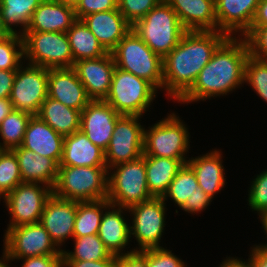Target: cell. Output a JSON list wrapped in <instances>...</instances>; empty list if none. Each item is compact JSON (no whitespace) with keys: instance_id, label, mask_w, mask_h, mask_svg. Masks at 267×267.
Here are the masks:
<instances>
[{"instance_id":"obj_48","label":"cell","mask_w":267,"mask_h":267,"mask_svg":"<svg viewBox=\"0 0 267 267\" xmlns=\"http://www.w3.org/2000/svg\"><path fill=\"white\" fill-rule=\"evenodd\" d=\"M16 70H0V99L10 98Z\"/></svg>"},{"instance_id":"obj_41","label":"cell","mask_w":267,"mask_h":267,"mask_svg":"<svg viewBox=\"0 0 267 267\" xmlns=\"http://www.w3.org/2000/svg\"><path fill=\"white\" fill-rule=\"evenodd\" d=\"M249 47V54L267 61V26H251L243 35Z\"/></svg>"},{"instance_id":"obj_9","label":"cell","mask_w":267,"mask_h":267,"mask_svg":"<svg viewBox=\"0 0 267 267\" xmlns=\"http://www.w3.org/2000/svg\"><path fill=\"white\" fill-rule=\"evenodd\" d=\"M189 132L175 114L144 130L143 155L179 159L187 164L185 152L189 150Z\"/></svg>"},{"instance_id":"obj_40","label":"cell","mask_w":267,"mask_h":267,"mask_svg":"<svg viewBox=\"0 0 267 267\" xmlns=\"http://www.w3.org/2000/svg\"><path fill=\"white\" fill-rule=\"evenodd\" d=\"M249 188L248 202L252 210L259 216L267 212V170L261 172Z\"/></svg>"},{"instance_id":"obj_56","label":"cell","mask_w":267,"mask_h":267,"mask_svg":"<svg viewBox=\"0 0 267 267\" xmlns=\"http://www.w3.org/2000/svg\"><path fill=\"white\" fill-rule=\"evenodd\" d=\"M3 258L0 259V267H10L8 266V262L10 259H9V256H8V253H7V250H6V247L4 246V251H3Z\"/></svg>"},{"instance_id":"obj_6","label":"cell","mask_w":267,"mask_h":267,"mask_svg":"<svg viewBox=\"0 0 267 267\" xmlns=\"http://www.w3.org/2000/svg\"><path fill=\"white\" fill-rule=\"evenodd\" d=\"M108 170L107 199L112 205L129 208L153 198L147 185L145 155Z\"/></svg>"},{"instance_id":"obj_29","label":"cell","mask_w":267,"mask_h":267,"mask_svg":"<svg viewBox=\"0 0 267 267\" xmlns=\"http://www.w3.org/2000/svg\"><path fill=\"white\" fill-rule=\"evenodd\" d=\"M81 112L61 102L47 97L40 107L37 116L57 133L67 136L80 130Z\"/></svg>"},{"instance_id":"obj_49","label":"cell","mask_w":267,"mask_h":267,"mask_svg":"<svg viewBox=\"0 0 267 267\" xmlns=\"http://www.w3.org/2000/svg\"><path fill=\"white\" fill-rule=\"evenodd\" d=\"M248 262L250 267H267V249L256 245L251 250Z\"/></svg>"},{"instance_id":"obj_10","label":"cell","mask_w":267,"mask_h":267,"mask_svg":"<svg viewBox=\"0 0 267 267\" xmlns=\"http://www.w3.org/2000/svg\"><path fill=\"white\" fill-rule=\"evenodd\" d=\"M41 183L23 182L3 199L11 215L8 228L40 222L47 200L53 190Z\"/></svg>"},{"instance_id":"obj_51","label":"cell","mask_w":267,"mask_h":267,"mask_svg":"<svg viewBox=\"0 0 267 267\" xmlns=\"http://www.w3.org/2000/svg\"><path fill=\"white\" fill-rule=\"evenodd\" d=\"M14 110L10 98L0 99V123L3 119Z\"/></svg>"},{"instance_id":"obj_24","label":"cell","mask_w":267,"mask_h":267,"mask_svg":"<svg viewBox=\"0 0 267 267\" xmlns=\"http://www.w3.org/2000/svg\"><path fill=\"white\" fill-rule=\"evenodd\" d=\"M76 20L74 8L55 0H43L35 9L27 31L66 33Z\"/></svg>"},{"instance_id":"obj_27","label":"cell","mask_w":267,"mask_h":267,"mask_svg":"<svg viewBox=\"0 0 267 267\" xmlns=\"http://www.w3.org/2000/svg\"><path fill=\"white\" fill-rule=\"evenodd\" d=\"M221 155L218 150H213L206 155L191 158L187 161V164L196 174L199 187L211 198L219 193L226 181Z\"/></svg>"},{"instance_id":"obj_14","label":"cell","mask_w":267,"mask_h":267,"mask_svg":"<svg viewBox=\"0 0 267 267\" xmlns=\"http://www.w3.org/2000/svg\"><path fill=\"white\" fill-rule=\"evenodd\" d=\"M166 203L162 197L132 205L128 211L132 214L130 235L136 237L139 250L159 248L165 227Z\"/></svg>"},{"instance_id":"obj_38","label":"cell","mask_w":267,"mask_h":267,"mask_svg":"<svg viewBox=\"0 0 267 267\" xmlns=\"http://www.w3.org/2000/svg\"><path fill=\"white\" fill-rule=\"evenodd\" d=\"M245 82L250 84L257 95L267 102V61L249 55L245 64Z\"/></svg>"},{"instance_id":"obj_33","label":"cell","mask_w":267,"mask_h":267,"mask_svg":"<svg viewBox=\"0 0 267 267\" xmlns=\"http://www.w3.org/2000/svg\"><path fill=\"white\" fill-rule=\"evenodd\" d=\"M74 238V252L62 250L63 260L99 261L118 259L108 250L97 234Z\"/></svg>"},{"instance_id":"obj_11","label":"cell","mask_w":267,"mask_h":267,"mask_svg":"<svg viewBox=\"0 0 267 267\" xmlns=\"http://www.w3.org/2000/svg\"><path fill=\"white\" fill-rule=\"evenodd\" d=\"M27 65L16 70L10 101L14 110L37 116L48 97V68Z\"/></svg>"},{"instance_id":"obj_21","label":"cell","mask_w":267,"mask_h":267,"mask_svg":"<svg viewBox=\"0 0 267 267\" xmlns=\"http://www.w3.org/2000/svg\"><path fill=\"white\" fill-rule=\"evenodd\" d=\"M63 141V135L57 133L38 116H32L25 131L22 147L40 156L51 158L59 165Z\"/></svg>"},{"instance_id":"obj_34","label":"cell","mask_w":267,"mask_h":267,"mask_svg":"<svg viewBox=\"0 0 267 267\" xmlns=\"http://www.w3.org/2000/svg\"><path fill=\"white\" fill-rule=\"evenodd\" d=\"M32 115L19 110H13L0 123V150H13L22 146L25 131Z\"/></svg>"},{"instance_id":"obj_18","label":"cell","mask_w":267,"mask_h":267,"mask_svg":"<svg viewBox=\"0 0 267 267\" xmlns=\"http://www.w3.org/2000/svg\"><path fill=\"white\" fill-rule=\"evenodd\" d=\"M48 97L80 112L91 101L73 68L48 69Z\"/></svg>"},{"instance_id":"obj_17","label":"cell","mask_w":267,"mask_h":267,"mask_svg":"<svg viewBox=\"0 0 267 267\" xmlns=\"http://www.w3.org/2000/svg\"><path fill=\"white\" fill-rule=\"evenodd\" d=\"M76 212L77 201L64 200L53 194L45 204L40 223L59 249L68 237L73 238Z\"/></svg>"},{"instance_id":"obj_19","label":"cell","mask_w":267,"mask_h":267,"mask_svg":"<svg viewBox=\"0 0 267 267\" xmlns=\"http://www.w3.org/2000/svg\"><path fill=\"white\" fill-rule=\"evenodd\" d=\"M259 1L215 0L217 31H222L229 37L235 35V32H240L243 36L251 28Z\"/></svg>"},{"instance_id":"obj_46","label":"cell","mask_w":267,"mask_h":267,"mask_svg":"<svg viewBox=\"0 0 267 267\" xmlns=\"http://www.w3.org/2000/svg\"><path fill=\"white\" fill-rule=\"evenodd\" d=\"M139 248L118 256V267H148L147 259L138 251Z\"/></svg>"},{"instance_id":"obj_20","label":"cell","mask_w":267,"mask_h":267,"mask_svg":"<svg viewBox=\"0 0 267 267\" xmlns=\"http://www.w3.org/2000/svg\"><path fill=\"white\" fill-rule=\"evenodd\" d=\"M81 20L109 53L132 29V25L123 17L119 9L91 13Z\"/></svg>"},{"instance_id":"obj_4","label":"cell","mask_w":267,"mask_h":267,"mask_svg":"<svg viewBox=\"0 0 267 267\" xmlns=\"http://www.w3.org/2000/svg\"><path fill=\"white\" fill-rule=\"evenodd\" d=\"M132 29L154 53L162 58L179 44L186 32L177 14L165 0L138 20Z\"/></svg>"},{"instance_id":"obj_26","label":"cell","mask_w":267,"mask_h":267,"mask_svg":"<svg viewBox=\"0 0 267 267\" xmlns=\"http://www.w3.org/2000/svg\"><path fill=\"white\" fill-rule=\"evenodd\" d=\"M110 209L113 210L110 211ZM122 209L124 211L128 210V208L110 204L106 209L107 211L103 212L97 234L104 243V246L116 256L124 254L122 251L131 241L129 239L132 237L130 235V225L127 224V220L123 217L125 212H122Z\"/></svg>"},{"instance_id":"obj_54","label":"cell","mask_w":267,"mask_h":267,"mask_svg":"<svg viewBox=\"0 0 267 267\" xmlns=\"http://www.w3.org/2000/svg\"><path fill=\"white\" fill-rule=\"evenodd\" d=\"M57 2H60L61 4H64L66 6H70L72 8H76L80 0H55Z\"/></svg>"},{"instance_id":"obj_31","label":"cell","mask_w":267,"mask_h":267,"mask_svg":"<svg viewBox=\"0 0 267 267\" xmlns=\"http://www.w3.org/2000/svg\"><path fill=\"white\" fill-rule=\"evenodd\" d=\"M43 0H0V10L4 25L11 35L23 36L31 21L35 9ZM14 26H22L23 30L17 32Z\"/></svg>"},{"instance_id":"obj_3","label":"cell","mask_w":267,"mask_h":267,"mask_svg":"<svg viewBox=\"0 0 267 267\" xmlns=\"http://www.w3.org/2000/svg\"><path fill=\"white\" fill-rule=\"evenodd\" d=\"M107 166H59L53 195L77 202L107 199Z\"/></svg>"},{"instance_id":"obj_5","label":"cell","mask_w":267,"mask_h":267,"mask_svg":"<svg viewBox=\"0 0 267 267\" xmlns=\"http://www.w3.org/2000/svg\"><path fill=\"white\" fill-rule=\"evenodd\" d=\"M115 66L163 89V58L154 53L131 29L111 52Z\"/></svg>"},{"instance_id":"obj_37","label":"cell","mask_w":267,"mask_h":267,"mask_svg":"<svg viewBox=\"0 0 267 267\" xmlns=\"http://www.w3.org/2000/svg\"><path fill=\"white\" fill-rule=\"evenodd\" d=\"M23 58L22 36L10 35L0 39V70H17L23 65Z\"/></svg>"},{"instance_id":"obj_25","label":"cell","mask_w":267,"mask_h":267,"mask_svg":"<svg viewBox=\"0 0 267 267\" xmlns=\"http://www.w3.org/2000/svg\"><path fill=\"white\" fill-rule=\"evenodd\" d=\"M12 151L17 157L23 182L41 183L53 189L59 167L53 159L40 156L22 146Z\"/></svg>"},{"instance_id":"obj_57","label":"cell","mask_w":267,"mask_h":267,"mask_svg":"<svg viewBox=\"0 0 267 267\" xmlns=\"http://www.w3.org/2000/svg\"><path fill=\"white\" fill-rule=\"evenodd\" d=\"M244 267H250L249 262H245V261H244Z\"/></svg>"},{"instance_id":"obj_35","label":"cell","mask_w":267,"mask_h":267,"mask_svg":"<svg viewBox=\"0 0 267 267\" xmlns=\"http://www.w3.org/2000/svg\"><path fill=\"white\" fill-rule=\"evenodd\" d=\"M198 186L195 172L188 164H184L162 198L167 201V197H170L181 208L188 197H192L196 193L195 189Z\"/></svg>"},{"instance_id":"obj_42","label":"cell","mask_w":267,"mask_h":267,"mask_svg":"<svg viewBox=\"0 0 267 267\" xmlns=\"http://www.w3.org/2000/svg\"><path fill=\"white\" fill-rule=\"evenodd\" d=\"M146 259L148 267H185L184 261L163 247L138 250Z\"/></svg>"},{"instance_id":"obj_52","label":"cell","mask_w":267,"mask_h":267,"mask_svg":"<svg viewBox=\"0 0 267 267\" xmlns=\"http://www.w3.org/2000/svg\"><path fill=\"white\" fill-rule=\"evenodd\" d=\"M219 267H244V262L237 258L228 257Z\"/></svg>"},{"instance_id":"obj_1","label":"cell","mask_w":267,"mask_h":267,"mask_svg":"<svg viewBox=\"0 0 267 267\" xmlns=\"http://www.w3.org/2000/svg\"><path fill=\"white\" fill-rule=\"evenodd\" d=\"M228 37L222 31H186L163 58V88L167 94L178 101Z\"/></svg>"},{"instance_id":"obj_50","label":"cell","mask_w":267,"mask_h":267,"mask_svg":"<svg viewBox=\"0 0 267 267\" xmlns=\"http://www.w3.org/2000/svg\"><path fill=\"white\" fill-rule=\"evenodd\" d=\"M251 26H267V0H260Z\"/></svg>"},{"instance_id":"obj_2","label":"cell","mask_w":267,"mask_h":267,"mask_svg":"<svg viewBox=\"0 0 267 267\" xmlns=\"http://www.w3.org/2000/svg\"><path fill=\"white\" fill-rule=\"evenodd\" d=\"M228 37L214 52L210 61L198 74L192 87L178 100L180 103L207 100L227 95L244 83L245 64L249 47L240 35Z\"/></svg>"},{"instance_id":"obj_16","label":"cell","mask_w":267,"mask_h":267,"mask_svg":"<svg viewBox=\"0 0 267 267\" xmlns=\"http://www.w3.org/2000/svg\"><path fill=\"white\" fill-rule=\"evenodd\" d=\"M91 100H105L116 68L112 53L74 62L72 67Z\"/></svg>"},{"instance_id":"obj_55","label":"cell","mask_w":267,"mask_h":267,"mask_svg":"<svg viewBox=\"0 0 267 267\" xmlns=\"http://www.w3.org/2000/svg\"><path fill=\"white\" fill-rule=\"evenodd\" d=\"M259 218L261 219L262 227L264 228V231L267 234V212L262 214ZM260 246L267 249V244H263Z\"/></svg>"},{"instance_id":"obj_32","label":"cell","mask_w":267,"mask_h":267,"mask_svg":"<svg viewBox=\"0 0 267 267\" xmlns=\"http://www.w3.org/2000/svg\"><path fill=\"white\" fill-rule=\"evenodd\" d=\"M110 204L108 199L77 202L73 237L98 234L103 211L106 210Z\"/></svg>"},{"instance_id":"obj_45","label":"cell","mask_w":267,"mask_h":267,"mask_svg":"<svg viewBox=\"0 0 267 267\" xmlns=\"http://www.w3.org/2000/svg\"><path fill=\"white\" fill-rule=\"evenodd\" d=\"M22 260V267H63V255L34 256Z\"/></svg>"},{"instance_id":"obj_36","label":"cell","mask_w":267,"mask_h":267,"mask_svg":"<svg viewBox=\"0 0 267 267\" xmlns=\"http://www.w3.org/2000/svg\"><path fill=\"white\" fill-rule=\"evenodd\" d=\"M23 183L17 157L12 150H0V194L4 198Z\"/></svg>"},{"instance_id":"obj_7","label":"cell","mask_w":267,"mask_h":267,"mask_svg":"<svg viewBox=\"0 0 267 267\" xmlns=\"http://www.w3.org/2000/svg\"><path fill=\"white\" fill-rule=\"evenodd\" d=\"M157 91L147 80L116 67L105 101L120 115L143 116Z\"/></svg>"},{"instance_id":"obj_12","label":"cell","mask_w":267,"mask_h":267,"mask_svg":"<svg viewBox=\"0 0 267 267\" xmlns=\"http://www.w3.org/2000/svg\"><path fill=\"white\" fill-rule=\"evenodd\" d=\"M4 239L10 261L34 256L63 255L62 249L56 248L40 222L11 227L6 230Z\"/></svg>"},{"instance_id":"obj_44","label":"cell","mask_w":267,"mask_h":267,"mask_svg":"<svg viewBox=\"0 0 267 267\" xmlns=\"http://www.w3.org/2000/svg\"><path fill=\"white\" fill-rule=\"evenodd\" d=\"M195 191L196 193L192 197H188L181 210L190 214L198 213L207 208L210 202H212L213 198L207 195L201 187L198 186Z\"/></svg>"},{"instance_id":"obj_13","label":"cell","mask_w":267,"mask_h":267,"mask_svg":"<svg viewBox=\"0 0 267 267\" xmlns=\"http://www.w3.org/2000/svg\"><path fill=\"white\" fill-rule=\"evenodd\" d=\"M141 116L122 115L116 122L112 138L105 153L107 168L134 161L143 155L145 128L139 123Z\"/></svg>"},{"instance_id":"obj_8","label":"cell","mask_w":267,"mask_h":267,"mask_svg":"<svg viewBox=\"0 0 267 267\" xmlns=\"http://www.w3.org/2000/svg\"><path fill=\"white\" fill-rule=\"evenodd\" d=\"M28 64L44 68H72L74 58L65 32L26 31L22 36Z\"/></svg>"},{"instance_id":"obj_53","label":"cell","mask_w":267,"mask_h":267,"mask_svg":"<svg viewBox=\"0 0 267 267\" xmlns=\"http://www.w3.org/2000/svg\"><path fill=\"white\" fill-rule=\"evenodd\" d=\"M11 34L8 32V30L6 29L4 22H3V18H2V14H1V10H0V38H6L8 36H10Z\"/></svg>"},{"instance_id":"obj_30","label":"cell","mask_w":267,"mask_h":267,"mask_svg":"<svg viewBox=\"0 0 267 267\" xmlns=\"http://www.w3.org/2000/svg\"><path fill=\"white\" fill-rule=\"evenodd\" d=\"M66 34L75 62L99 58L108 53L82 20L77 19Z\"/></svg>"},{"instance_id":"obj_47","label":"cell","mask_w":267,"mask_h":267,"mask_svg":"<svg viewBox=\"0 0 267 267\" xmlns=\"http://www.w3.org/2000/svg\"><path fill=\"white\" fill-rule=\"evenodd\" d=\"M63 267H118V259L99 261L63 260Z\"/></svg>"},{"instance_id":"obj_43","label":"cell","mask_w":267,"mask_h":267,"mask_svg":"<svg viewBox=\"0 0 267 267\" xmlns=\"http://www.w3.org/2000/svg\"><path fill=\"white\" fill-rule=\"evenodd\" d=\"M114 9H118V0H80L74 10L76 19L81 20L91 13Z\"/></svg>"},{"instance_id":"obj_23","label":"cell","mask_w":267,"mask_h":267,"mask_svg":"<svg viewBox=\"0 0 267 267\" xmlns=\"http://www.w3.org/2000/svg\"><path fill=\"white\" fill-rule=\"evenodd\" d=\"M59 166H106L105 153L81 131L64 136Z\"/></svg>"},{"instance_id":"obj_15","label":"cell","mask_w":267,"mask_h":267,"mask_svg":"<svg viewBox=\"0 0 267 267\" xmlns=\"http://www.w3.org/2000/svg\"><path fill=\"white\" fill-rule=\"evenodd\" d=\"M121 116L105 100H91L81 111L80 130L105 152L115 124Z\"/></svg>"},{"instance_id":"obj_22","label":"cell","mask_w":267,"mask_h":267,"mask_svg":"<svg viewBox=\"0 0 267 267\" xmlns=\"http://www.w3.org/2000/svg\"><path fill=\"white\" fill-rule=\"evenodd\" d=\"M186 31H217L215 0H165Z\"/></svg>"},{"instance_id":"obj_39","label":"cell","mask_w":267,"mask_h":267,"mask_svg":"<svg viewBox=\"0 0 267 267\" xmlns=\"http://www.w3.org/2000/svg\"><path fill=\"white\" fill-rule=\"evenodd\" d=\"M162 0H118V9L133 26Z\"/></svg>"},{"instance_id":"obj_28","label":"cell","mask_w":267,"mask_h":267,"mask_svg":"<svg viewBox=\"0 0 267 267\" xmlns=\"http://www.w3.org/2000/svg\"><path fill=\"white\" fill-rule=\"evenodd\" d=\"M183 165L179 159L145 156L146 179L150 194L153 197H163Z\"/></svg>"}]
</instances>
